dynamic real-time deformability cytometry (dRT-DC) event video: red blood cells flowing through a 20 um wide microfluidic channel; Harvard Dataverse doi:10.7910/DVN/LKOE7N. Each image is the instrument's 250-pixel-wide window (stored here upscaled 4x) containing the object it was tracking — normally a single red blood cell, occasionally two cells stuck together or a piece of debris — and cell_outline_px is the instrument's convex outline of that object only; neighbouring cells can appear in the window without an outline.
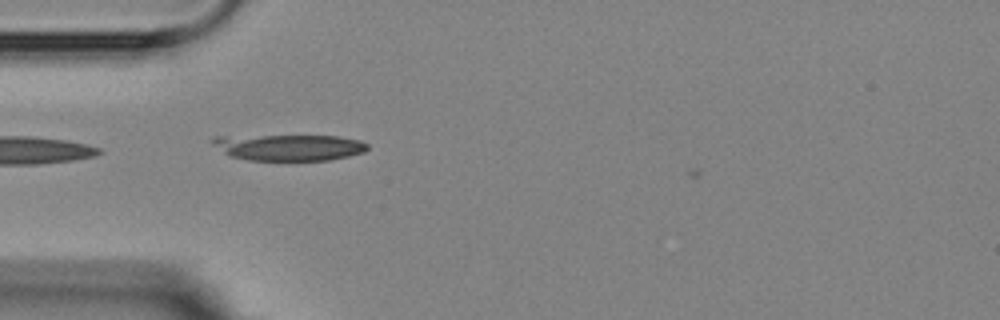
{"species": "Egyptian fruit bat (a non-hibernating species)", "species_latin": "Rousettus aegyptiacus", "temperature_condition": "room temperature", "stored_images_in_passage": 1, "camera_frame_rate_fps": 3000, "um_per_image_px": 0.085, "animal": {"sex": "female"}, "frame": {"image": 1, "passage_image": 1, "time_ms": 0.0, "image_size_px": [1000, 320], "cell_outline_px": [[368, 148], [364, 152], [348, 156], [328, 160], [248, 160], [232, 156], [224, 152], [212, 144], [212, 136], [340, 136], [360, 140], [368, 144]], "centroid_in_image_um": [24.59, 12.52], "position_along_channel_um": 60.4, "area_um2": 23.52}}